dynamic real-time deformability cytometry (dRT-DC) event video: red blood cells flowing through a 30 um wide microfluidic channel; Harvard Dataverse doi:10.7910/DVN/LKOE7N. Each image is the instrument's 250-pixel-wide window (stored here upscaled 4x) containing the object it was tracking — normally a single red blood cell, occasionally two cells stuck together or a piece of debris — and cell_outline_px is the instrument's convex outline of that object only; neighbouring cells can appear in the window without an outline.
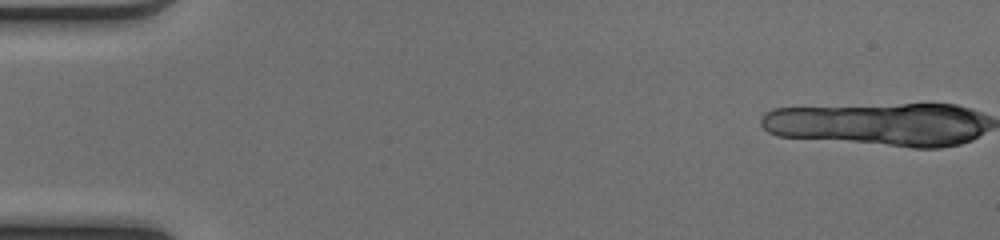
{"species": "common noctule bat (a hibernating species)", "species_latin": "Nyctalus noctula", "temperature_condition": "cold", "stored_images_in_passage": 16, "camera_frame_rate_fps": 3000, "um_per_image_px": 0.085, "animal": {"sex": "female", "body_mass_g": 17.0, "forearm_length_mm": 48.0}, "frame": {"image": 1, "passage_image": 1, "time_ms": 0.0, "image_size_px": [1000, 240], "cell_outline_px": [[980, 132], [964, 140], [952, 144], [904, 144], [888, 108], [908, 104], [948, 104], [960, 108], [968, 112], [976, 120], [980, 128]], "centroid_in_image_um": [79.34, 10.52], "position_along_channel_um": 5.7, "area_um2": 21.33}}